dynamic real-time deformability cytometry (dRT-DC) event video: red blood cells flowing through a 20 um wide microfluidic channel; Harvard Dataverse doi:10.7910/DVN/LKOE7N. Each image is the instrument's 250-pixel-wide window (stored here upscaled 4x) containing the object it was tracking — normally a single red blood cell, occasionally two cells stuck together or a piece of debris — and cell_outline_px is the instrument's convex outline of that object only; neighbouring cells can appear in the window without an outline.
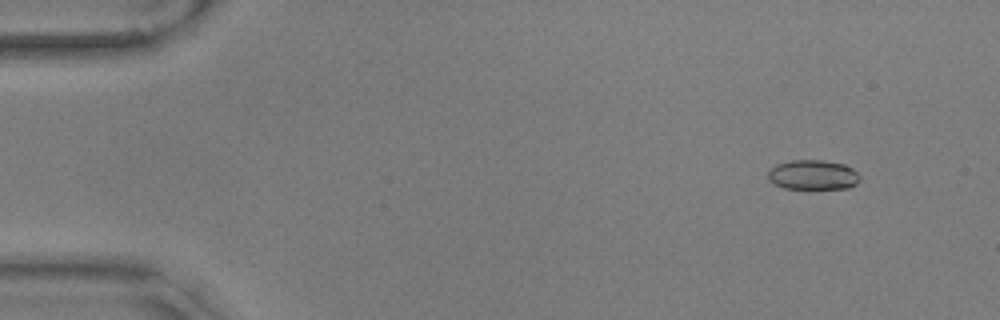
{"species": "common noctule bat (a hibernating species)", "species_latin": "Nyctalus noctula", "temperature_condition": "warm", "stored_images_in_passage": 58, "camera_frame_rate_fps": 3000, "um_per_image_px": 0.085, "animal": {"sex": "male", "body_mass_g": 17.9, "forearm_length_mm": 54.2}, "frame": {"image": 1, "passage_image": 6, "time_ms": 1.667, "image_size_px": [1000, 320], "cell_outline_px": [[860, 180], [856, 184], [848, 188], [784, 188], [768, 180], [768, 172], [776, 164], [792, 160], [824, 160], [844, 164], [852, 168], [860, 176]], "centroid_in_image_um": [69.11, 14.85], "position_along_channel_um": 15.9, "area_um2": 15.84}}
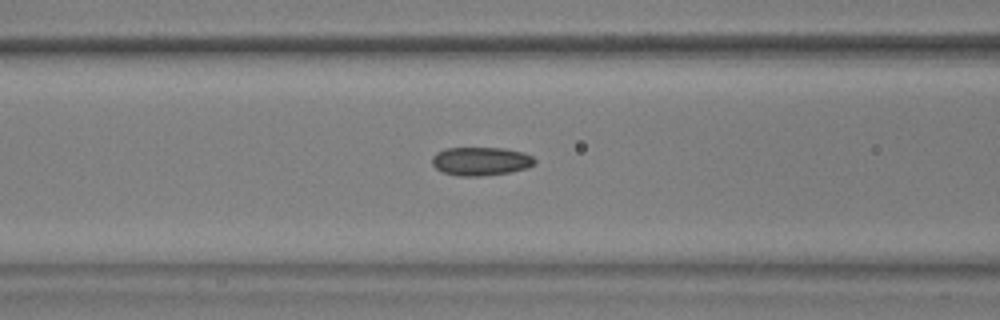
{"frame": {"image": 2, "passage_image": 24, "time_ms": 7.667, "image_size_px": [1000, 320], "cell_outline_px": [[536, 164], [528, 168], [512, 172], [480, 176], [460, 176], [444, 172], [436, 168], [432, 164], [432, 156], [436, 152], [444, 148], [504, 148], [524, 152], [532, 156], [536, 160]], "centroid_in_image_um": [40.9, 13.7], "position_along_channel_um": 125.7, "area_um2": 17.22}}
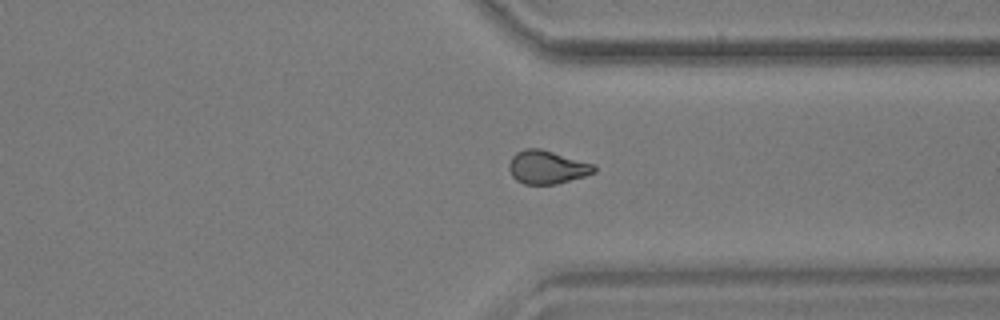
{"frame": {"image": 3, "passage_image": 44, "time_ms": 14.333, "image_size_px": [1000, 320], "cell_outline_px": [[596, 172], [584, 176], [556, 184], [524, 184], [516, 180], [512, 176], [508, 168], [508, 164], [512, 156], [516, 152], [524, 148], [540, 148], [596, 164]], "centroid_in_image_um": [46.5, 14.2], "position_along_channel_um": 364.9, "area_um2": 16.7}}